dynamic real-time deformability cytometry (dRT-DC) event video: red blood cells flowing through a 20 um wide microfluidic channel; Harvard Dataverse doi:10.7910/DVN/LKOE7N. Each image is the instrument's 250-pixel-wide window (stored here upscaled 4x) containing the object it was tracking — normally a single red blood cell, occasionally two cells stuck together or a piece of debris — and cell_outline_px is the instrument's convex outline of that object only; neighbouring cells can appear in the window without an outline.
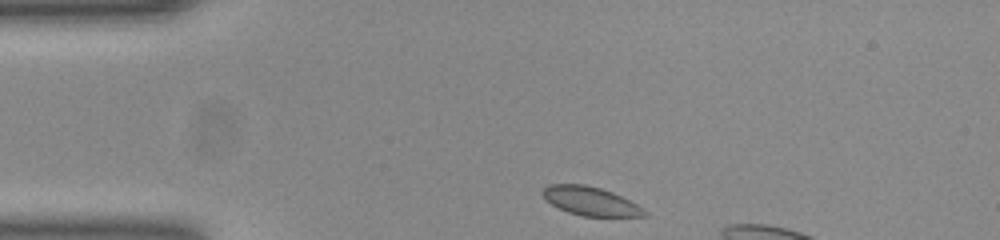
{"species": "common noctule bat (a hibernating species)", "species_latin": "Nyctalus noctula", "temperature_condition": "room temperature", "stored_images_in_passage": 6, "camera_frame_rate_fps": 3000, "um_per_image_px": 0.085, "animal": {"sex": "female", "body_mass_g": 23.0, "forearm_length_mm": 53.4}, "frame": {"image": 1, "passage_image": 1, "time_ms": 0.0, "image_size_px": [1000, 240], "cell_outline_px": [[648, 216], [584, 216], [568, 212], [552, 204], [544, 196], [544, 188], [548, 184], [584, 184], [600, 188], [612, 192], [636, 204], [648, 212]], "centroid_in_image_um": [50.22, 17.09], "position_along_channel_um": 34.8, "area_um2": 16.65}}